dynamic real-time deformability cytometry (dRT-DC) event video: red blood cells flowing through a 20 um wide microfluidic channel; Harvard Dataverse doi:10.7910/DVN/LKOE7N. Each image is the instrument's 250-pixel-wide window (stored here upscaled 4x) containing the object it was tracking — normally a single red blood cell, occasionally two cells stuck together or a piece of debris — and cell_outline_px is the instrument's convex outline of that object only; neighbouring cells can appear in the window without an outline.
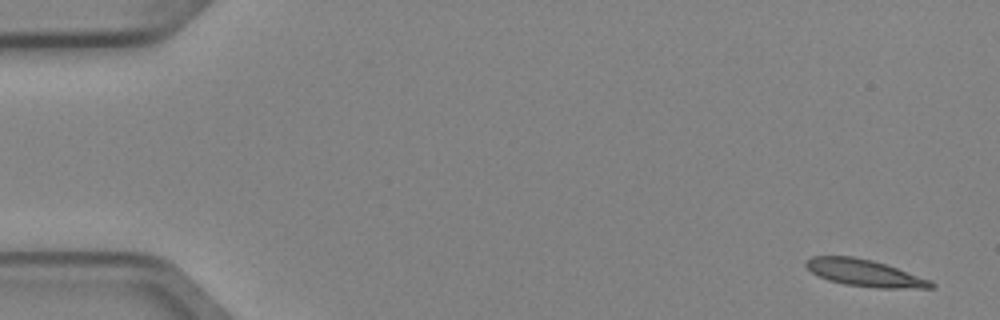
{"species": "Egyptian fruit bat (a non-hibernating species)", "species_latin": "Rousettus aegyptiacus", "temperature_condition": "cold", "stored_images_in_passage": 8, "camera_frame_rate_fps": 3000, "um_per_image_px": 0.085, "animal": {"sex": "female"}, "frame": {"image": 1, "passage_image": 1, "time_ms": 0.0, "image_size_px": [1000, 320], "cell_outline_px": [[936, 288], [876, 288], [844, 284], [828, 280], [812, 272], [804, 264], [804, 260], [812, 256], [852, 256], [872, 260], [932, 280], [936, 284]], "centroid_in_image_um": [73.5, 23.2], "position_along_channel_um": 11.5, "area_um2": 19.59}}
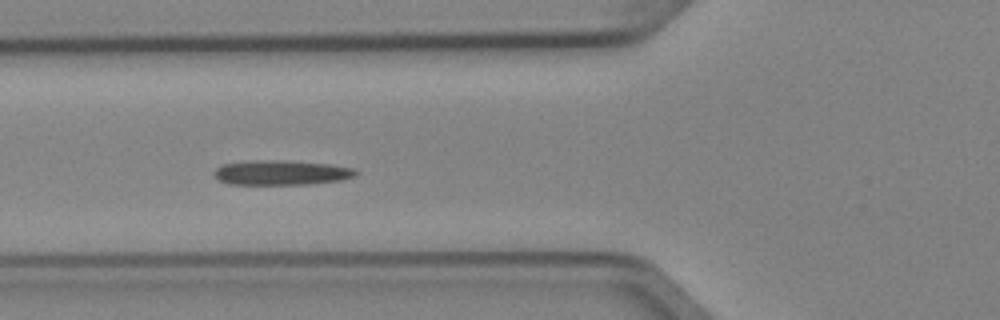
{"frame": {"image": 2, "passage_image": 6, "time_ms": 1.667, "image_size_px": [1000, 320], "cell_outline_px": [[360, 172], [356, 176], [340, 180], [308, 184], [228, 184], [220, 180], [212, 172], [216, 168], [224, 164], [248, 160], [288, 160], [328, 164], [356, 168]], "centroid_in_image_um": [23.94, 14.66], "position_along_channel_um": 101.9, "area_um2": 20.58}}
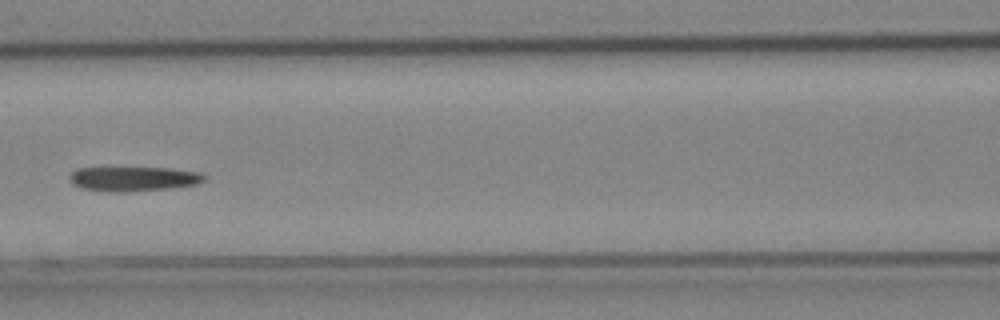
{"frame": {"image": 3, "passage_image": 7, "time_ms": 2.0, "image_size_px": [1000, 320], "cell_outline_px": [[208, 176], [200, 184], [168, 188], [120, 192], [104, 192], [80, 188], [72, 184], [68, 176], [76, 168], [172, 168], [200, 172]], "centroid_in_image_um": [11.35, 15.2], "position_along_channel_um": 155.3, "area_um2": 19.48}}